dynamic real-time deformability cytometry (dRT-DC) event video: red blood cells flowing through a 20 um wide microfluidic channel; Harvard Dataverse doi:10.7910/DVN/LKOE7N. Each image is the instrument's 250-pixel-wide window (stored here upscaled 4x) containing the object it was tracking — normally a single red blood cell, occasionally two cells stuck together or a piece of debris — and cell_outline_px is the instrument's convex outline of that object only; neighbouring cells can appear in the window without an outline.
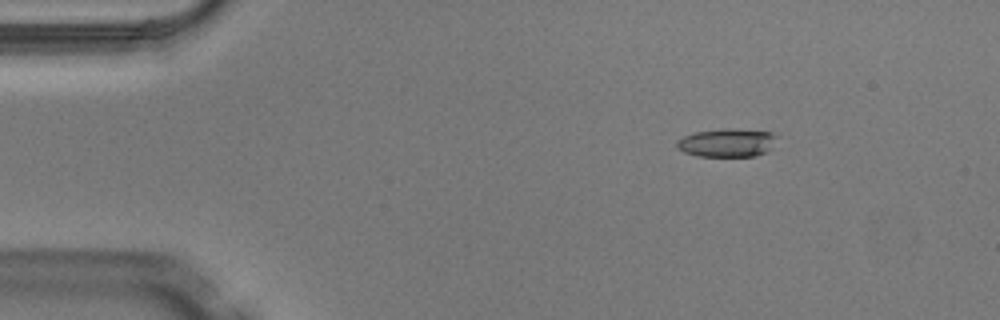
{"species": "Egyptian fruit bat (a non-hibernating species)", "species_latin": "Rousettus aegyptiacus", "temperature_condition": "warm", "stored_images_in_passage": 3, "camera_frame_rate_fps": 3000, "um_per_image_px": 0.085, "animal": {"sex": "male"}, "frame": {"image": 1, "passage_image": 2, "time_ms": 0.333, "image_size_px": [1000, 320], "cell_outline_px": [[780, 136], [768, 152], [756, 156], [696, 156], [684, 152], [676, 148], [676, 140], [692, 132], [720, 128], [736, 128], [772, 132]], "centroid_in_image_um": [61.82, 12.11], "position_along_channel_um": 23.2, "area_um2": 17.11}}